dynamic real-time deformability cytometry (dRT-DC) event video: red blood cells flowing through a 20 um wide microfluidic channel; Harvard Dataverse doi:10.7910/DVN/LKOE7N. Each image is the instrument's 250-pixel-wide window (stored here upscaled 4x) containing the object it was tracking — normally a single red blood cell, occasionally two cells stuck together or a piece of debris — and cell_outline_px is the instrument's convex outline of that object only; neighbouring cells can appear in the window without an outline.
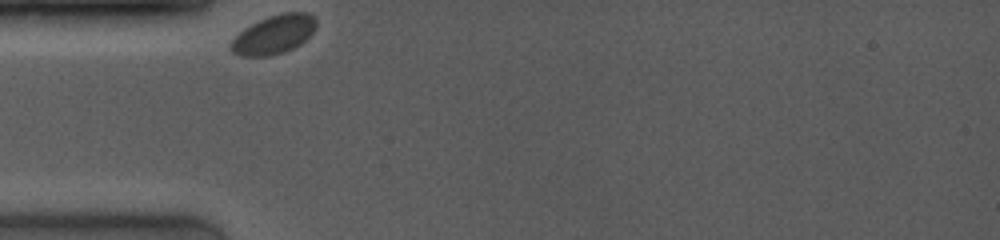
{"species": "common noctule bat (a hibernating species)", "species_latin": "Nyctalus noctula", "temperature_condition": "room temperature", "stored_images_in_passage": 30, "camera_frame_rate_fps": 4000, "um_per_image_px": 0.085, "animal": {"sex": "female", "body_mass_g": 19.0, "forearm_length_mm": 53.3}, "frame": {"image": 1, "passage_image": 1, "time_ms": 0.0, "image_size_px": [1000, 240], "cell_outline_px": [[316, 28], [300, 44], [284, 52], [268, 56], [240, 56], [232, 52], [232, 40], [244, 28], [268, 16], [280, 12], [308, 12], [316, 20]], "centroid_in_image_um": [23.29, 2.92], "position_along_channel_um": 61.7, "area_um2": 19.07}}
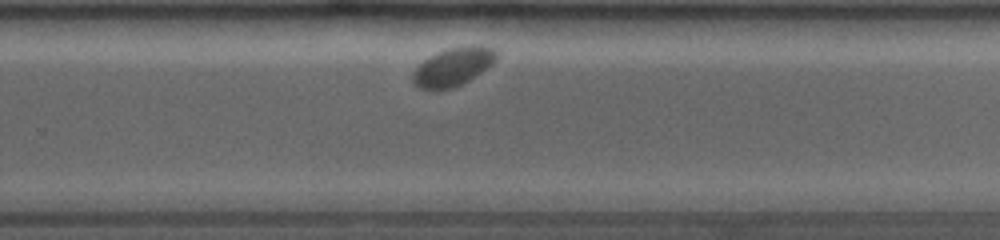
{"frame": {"image": 2, "passage_image": 21, "time_ms": 6.5, "image_size_px": [1000, 240], "cell_outline_px": [[500, 52], [496, 60], [492, 64], [468, 80], [452, 88], [436, 92], [428, 92], [416, 88], [412, 84], [412, 72], [428, 56], [436, 52], [448, 48], [464, 44], [488, 44], [496, 48]], "centroid_in_image_um": [38.51, 5.66], "position_along_channel_um": 291.3, "area_um2": 19.71}}
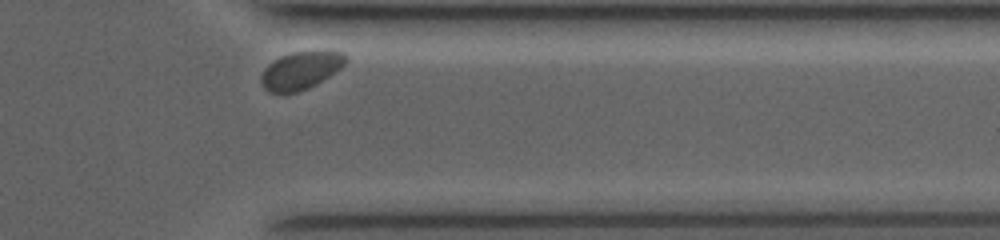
{"frame": {"image": 3, "passage_image": 28, "time_ms": 9.0, "image_size_px": [1000, 240], "cell_outline_px": [[348, 60], [340, 68], [316, 84], [308, 88], [296, 92], [268, 92], [264, 88], [260, 80], [260, 76], [264, 68], [268, 64], [280, 56], [292, 52], [328, 48], [344, 52], [348, 56]], "centroid_in_image_um": [25.6, 5.92], "position_along_channel_um": 385.8, "area_um2": 19.07}}